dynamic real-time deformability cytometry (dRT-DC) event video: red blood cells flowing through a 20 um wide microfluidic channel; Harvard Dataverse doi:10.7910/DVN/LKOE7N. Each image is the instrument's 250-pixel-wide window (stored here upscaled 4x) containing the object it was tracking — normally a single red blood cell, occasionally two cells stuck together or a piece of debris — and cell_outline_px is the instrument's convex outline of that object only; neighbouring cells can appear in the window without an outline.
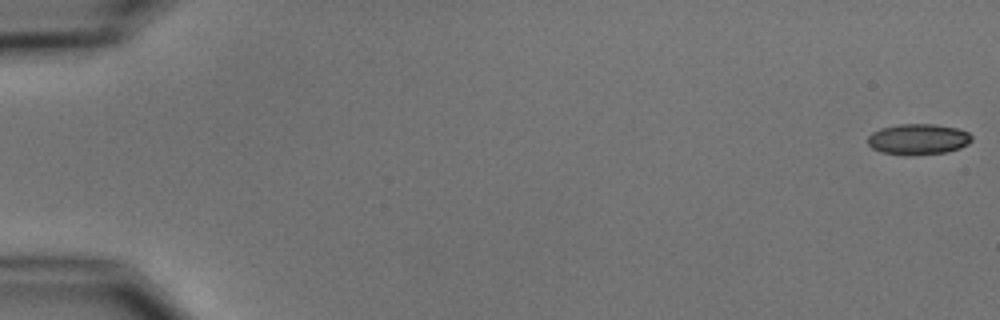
{"species": "common noctule bat (a hibernating species)", "species_latin": "Nyctalus noctula", "temperature_condition": "cold", "stored_images_in_passage": 5, "camera_frame_rate_fps": 3000, "um_per_image_px": 0.085, "animal": {"sex": "male", "body_mass_g": 15.6}, "frame": {"image": 1, "passage_image": 1, "time_ms": 0.0, "image_size_px": [1000, 320], "cell_outline_px": [[972, 140], [968, 144], [960, 148], [948, 152], [912, 156], [908, 156], [880, 152], [872, 148], [868, 144], [868, 136], [872, 132], [880, 128], [900, 124], [932, 124], [956, 128], [968, 132], [972, 136]], "centroid_in_image_um": [78.03, 11.85], "position_along_channel_um": 7.0, "area_um2": 18.9}}
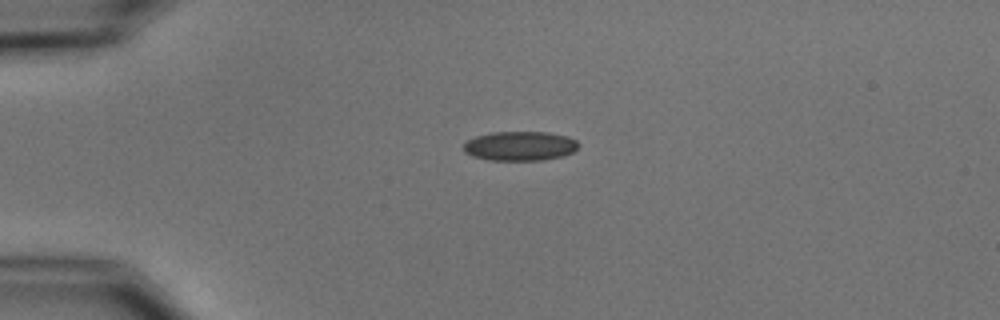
{"frame": {"image": 2, "passage_image": 4, "time_ms": 4.333, "image_size_px": [1000, 320], "cell_outline_px": [[580, 144], [572, 152], [564, 156], [544, 160], [488, 160], [472, 156], [464, 152], [464, 144], [468, 140], [476, 136], [492, 132], [548, 132], [568, 136], [576, 140]], "centroid_in_image_um": [44.21, 12.41], "position_along_channel_um": 40.8, "area_um2": 19.77}}